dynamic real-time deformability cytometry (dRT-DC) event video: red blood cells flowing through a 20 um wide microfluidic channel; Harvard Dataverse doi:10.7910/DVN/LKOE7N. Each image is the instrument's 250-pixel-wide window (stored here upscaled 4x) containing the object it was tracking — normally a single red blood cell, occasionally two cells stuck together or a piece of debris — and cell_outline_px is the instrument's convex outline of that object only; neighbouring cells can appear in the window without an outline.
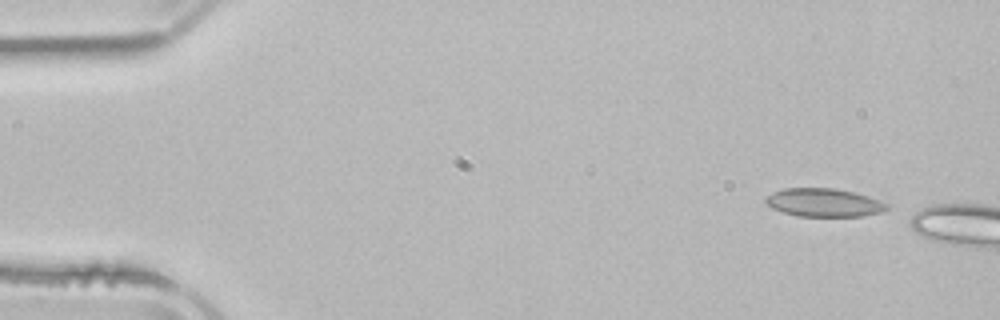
{"species": "common noctule bat (a hibernating species)", "species_latin": "Nyctalus noctula", "temperature_condition": "room temperature", "stored_images_in_passage": 2, "camera_frame_rate_fps": 3000, "um_per_image_px": 0.085, "animal": {"sex": "male", "body_mass_g": 21.5, "forearm_length_mm": 52.0}, "frame": {"image": 1, "passage_image": 1, "time_ms": 0.0, "image_size_px": [1000, 320], "cell_outline_px": [[888, 208], [880, 212], [864, 216], [796, 216], [772, 208], [764, 204], [764, 196], [772, 192], [784, 188], [836, 188], [868, 196], [888, 204]], "centroid_in_image_um": [69.96, 17.21], "position_along_channel_um": 15.0, "area_um2": 20.06}}